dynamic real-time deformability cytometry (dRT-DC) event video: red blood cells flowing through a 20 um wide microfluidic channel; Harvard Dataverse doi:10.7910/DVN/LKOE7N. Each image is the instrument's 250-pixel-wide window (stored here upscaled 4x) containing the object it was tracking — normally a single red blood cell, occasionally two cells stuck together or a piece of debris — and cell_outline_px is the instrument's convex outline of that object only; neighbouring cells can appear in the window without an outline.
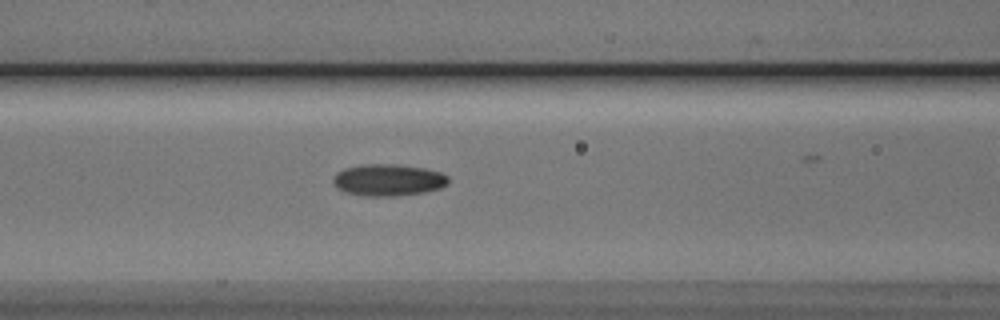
{"species": "Egyptian fruit bat (a non-hibernating species)", "species_latin": "Rousettus aegyptiacus", "temperature_condition": "cold", "stored_images_in_passage": 30, "camera_frame_rate_fps": 3000, "um_per_image_px": 0.085, "animal": {"sex": "male"}, "frame": {"image": 1, "passage_image": 10, "time_ms": 3.0, "image_size_px": [1000, 320], "cell_outline_px": [[448, 184], [440, 188], [424, 192], [396, 196], [364, 196], [344, 192], [336, 188], [332, 184], [332, 180], [336, 172], [344, 168], [360, 164], [396, 164], [424, 168], [440, 172], [448, 176]], "centroid_in_image_um": [32.95, 15.3], "position_along_channel_um": 133.6, "area_um2": 21.62}}
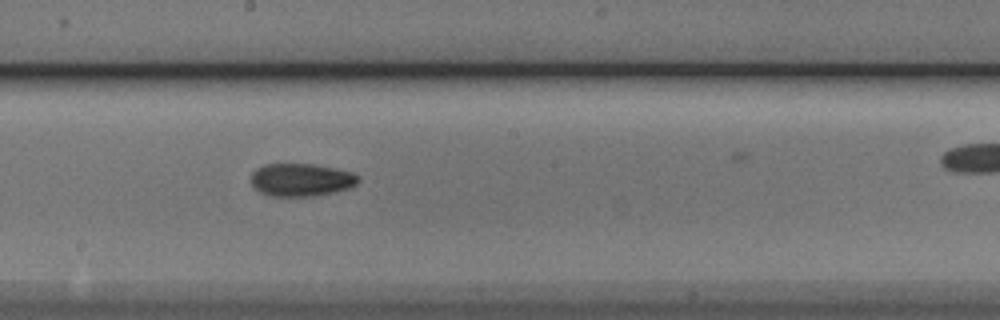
{"frame": {"image": 2, "passage_image": 17, "time_ms": 5.333, "image_size_px": [1000, 320], "cell_outline_px": [[360, 180], [356, 184], [348, 188], [332, 192], [312, 196], [268, 196], [260, 192], [252, 184], [252, 172], [256, 168], [264, 164], [312, 164], [352, 172], [360, 176]], "centroid_in_image_um": [25.59, 15.28], "position_along_channel_um": 222.6, "area_um2": 20.4}}
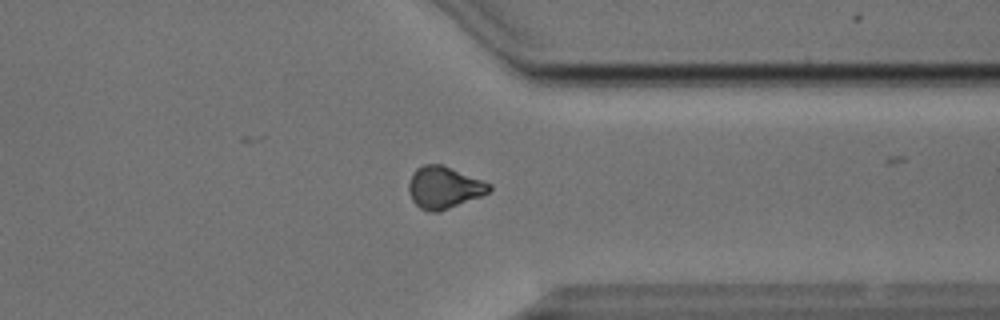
{"frame": {"image": 3, "passage_image": 29, "time_ms": 9.333, "image_size_px": [1000, 320], "cell_outline_px": [[492, 188], [488, 192], [480, 196], [448, 208], [436, 212], [428, 212], [420, 208], [412, 200], [408, 192], [408, 184], [416, 168], [424, 164], [440, 164], [492, 184]], "centroid_in_image_um": [37.71, 15.94], "position_along_channel_um": 373.7, "area_um2": 19.36}}